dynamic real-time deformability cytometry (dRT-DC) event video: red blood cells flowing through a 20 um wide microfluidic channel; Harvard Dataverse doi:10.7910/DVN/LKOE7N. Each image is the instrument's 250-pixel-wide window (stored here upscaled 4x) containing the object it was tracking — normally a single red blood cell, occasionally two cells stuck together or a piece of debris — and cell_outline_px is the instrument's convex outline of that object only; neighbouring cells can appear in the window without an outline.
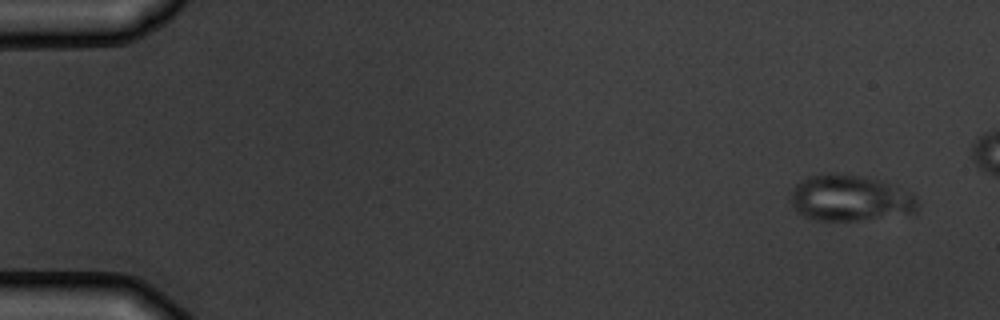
{"species": "common noctule bat (a hibernating species)", "species_latin": "Nyctalus noctula", "temperature_condition": "warm", "stored_images_in_passage": 5, "camera_frame_rate_fps": 3000, "um_per_image_px": 0.085, "animal": {"sex": "male", "body_mass_g": 19.5, "forearm_length_mm": 54.6}, "frame": {"image": 1, "passage_image": 1, "time_ms": 0.0, "image_size_px": [1000, 320], "cell_outline_px": [[920, 204], [912, 212], [856, 220], [816, 220], [804, 216], [796, 212], [792, 208], [792, 188], [800, 180], [808, 176], [824, 172], [840, 172], [864, 176], [880, 180], [912, 192], [916, 196]], "centroid_in_image_um": [72.21, 16.79], "position_along_channel_um": 12.8, "area_um2": 34.28}}